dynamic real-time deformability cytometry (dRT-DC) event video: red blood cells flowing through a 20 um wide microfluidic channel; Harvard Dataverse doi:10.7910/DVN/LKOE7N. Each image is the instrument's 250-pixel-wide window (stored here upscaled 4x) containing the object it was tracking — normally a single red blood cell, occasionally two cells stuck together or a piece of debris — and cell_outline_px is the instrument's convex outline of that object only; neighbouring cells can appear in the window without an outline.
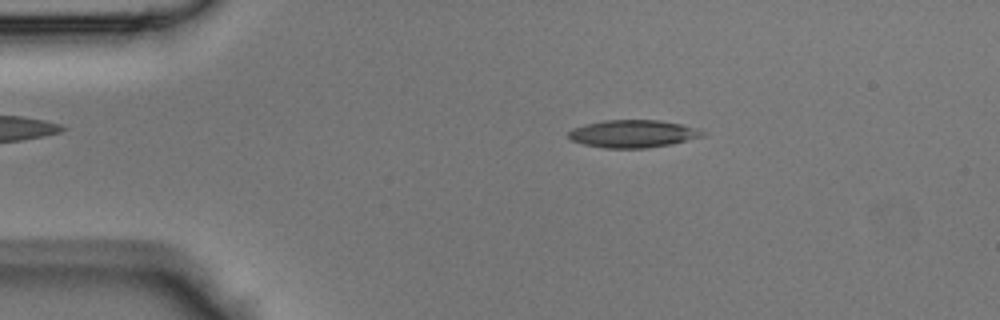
{"species": "Egyptian fruit bat (a non-hibernating species)", "species_latin": "Rousettus aegyptiacus", "temperature_condition": "room temperature", "stored_images_in_passage": 47, "camera_frame_rate_fps": 3000, "um_per_image_px": 0.085, "animal": {"sex": "male"}, "frame": {"image": 1, "passage_image": 9, "time_ms": 2.667, "image_size_px": [1000, 320], "cell_outline_px": [[700, 136], [668, 144], [644, 148], [608, 148], [584, 144], [572, 140], [568, 136], [568, 132], [572, 128], [604, 120], [656, 120], [680, 124], [700, 132]], "centroid_in_image_um": [53.65, 11.36], "position_along_channel_um": 31.3, "area_um2": 20.63}}
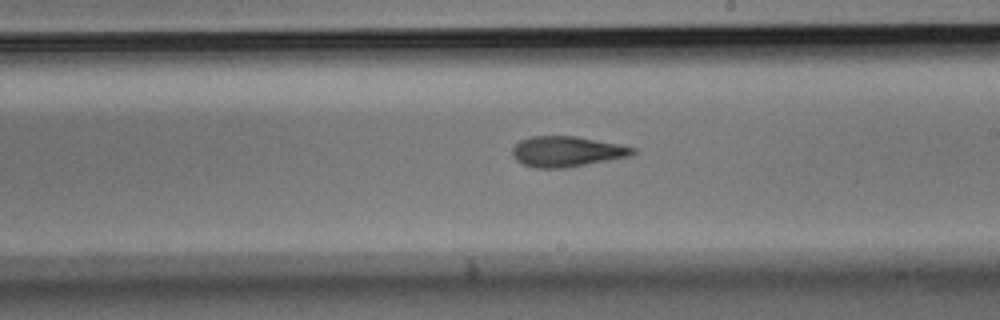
{"frame": {"image": 2, "passage_image": 27, "time_ms": 8.667, "image_size_px": [1000, 320], "cell_outline_px": [[636, 152], [628, 156], [564, 168], [536, 168], [524, 164], [516, 160], [512, 152], [512, 148], [520, 140], [532, 136], [576, 136], [620, 144], [636, 148]], "centroid_in_image_um": [48.16, 12.87], "position_along_channel_um": 240.8, "area_um2": 21.15}}
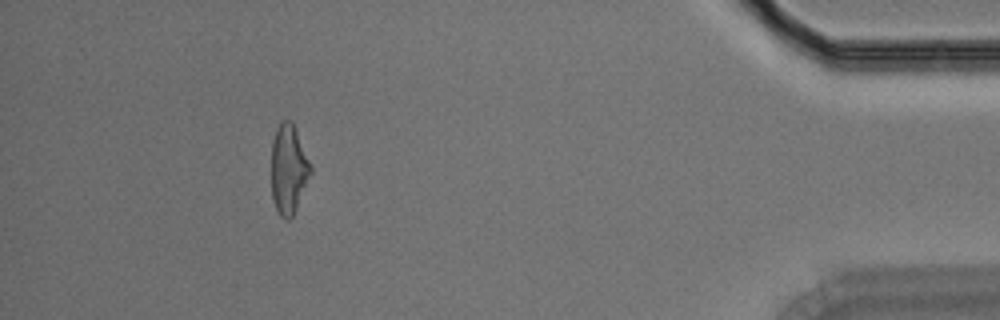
{"frame": {"image": 3, "passage_image": 43, "time_ms": 14.0, "image_size_px": [1000, 320], "cell_outline_px": [[312, 172], [296, 208], [292, 216], [288, 220], [284, 220], [280, 216], [276, 208], [272, 196], [272, 144], [276, 128], [284, 120], [292, 120], [312, 168]], "centroid_in_image_um": [24.53, 14.39], "position_along_channel_um": 410.7, "area_um2": 20.17}}